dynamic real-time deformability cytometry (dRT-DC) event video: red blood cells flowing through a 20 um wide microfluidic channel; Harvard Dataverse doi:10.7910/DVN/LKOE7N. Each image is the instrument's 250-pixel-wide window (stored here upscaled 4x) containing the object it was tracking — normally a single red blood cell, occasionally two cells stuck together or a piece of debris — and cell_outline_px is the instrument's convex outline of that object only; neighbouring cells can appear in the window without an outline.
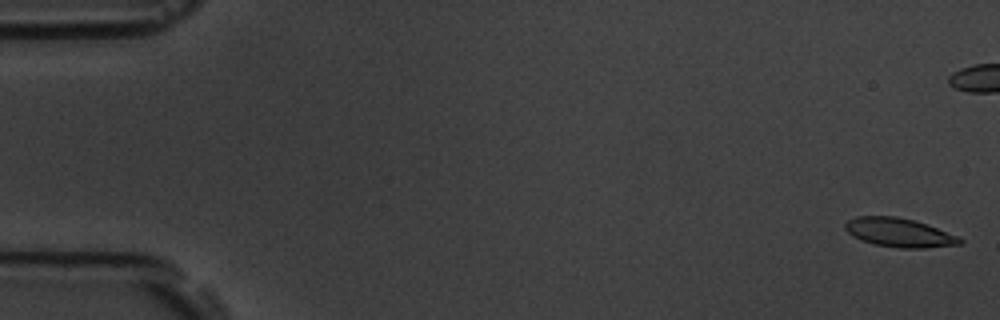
{"species": "common noctule bat (a hibernating species)", "species_latin": "Nyctalus noctula", "temperature_condition": "room temperature", "stored_images_in_passage": 6, "camera_frame_rate_fps": 3000, "um_per_image_px": 0.085, "animal": {"sex": "male", "body_mass_g": 19.5, "forearm_length_mm": 54.6}, "frame": {"image": 1, "passage_image": 1, "time_ms": 0.0, "image_size_px": [1000, 320], "cell_outline_px": [[964, 240], [960, 244], [924, 248], [900, 248], [872, 244], [860, 240], [852, 236], [844, 228], [844, 224], [848, 220], [856, 216], [896, 216], [912, 220], [960, 236]], "centroid_in_image_um": [76.4, 19.77], "position_along_channel_um": 8.6, "area_um2": 19.31}}
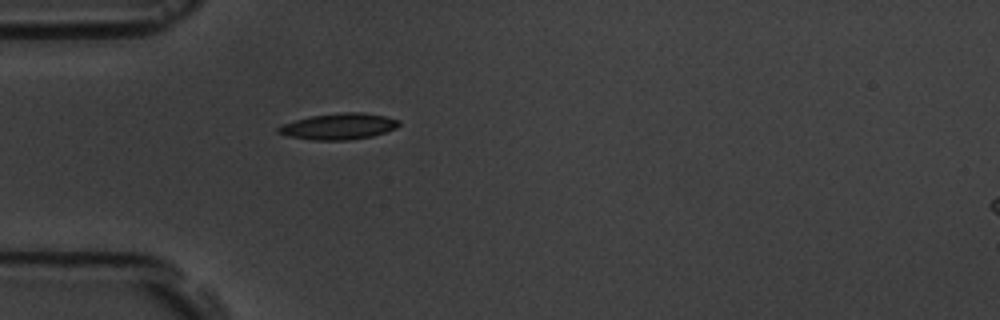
{"frame": {"image": 2, "passage_image": 6, "time_ms": 6.667, "image_size_px": [1000, 320], "cell_outline_px": [[400, 124], [396, 128], [372, 136], [348, 140], [312, 140], [288, 136], [276, 132], [276, 128], [284, 124], [296, 120], [312, 116], [344, 112], [364, 112], [384, 116], [400, 120]], "centroid_in_image_um": [28.8, 10.74], "position_along_channel_um": 56.2, "area_um2": 18.26}}